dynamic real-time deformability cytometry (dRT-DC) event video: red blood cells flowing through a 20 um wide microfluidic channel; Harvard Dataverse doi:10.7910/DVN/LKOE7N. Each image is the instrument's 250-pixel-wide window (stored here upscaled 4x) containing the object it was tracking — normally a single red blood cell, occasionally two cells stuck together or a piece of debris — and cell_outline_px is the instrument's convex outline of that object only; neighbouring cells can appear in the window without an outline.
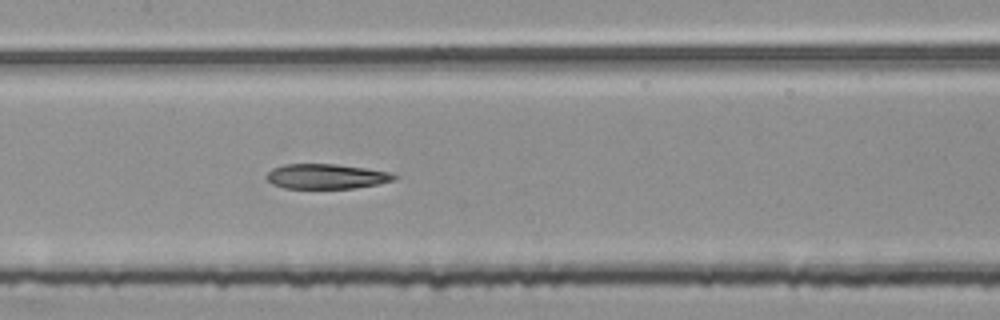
{"species": "common noctule bat (a hibernating species)", "species_latin": "Nyctalus noctula", "temperature_condition": "room temperature", "stored_images_in_passage": 52, "segment_of_instrument_passage": [2, 2], "camera_frame_rate_fps": 3000, "um_per_image_px": 0.085, "animal": {"sex": "female", "body_mass_g": 25.1}, "frame": {"image": 1, "passage_image": 25, "time_ms": 8.0, "image_size_px": [1000, 320], "cell_outline_px": [[400, 176], [396, 180], [356, 188], [284, 188], [272, 184], [264, 176], [272, 168], [284, 164], [336, 164], [392, 172]], "centroid_in_image_um": [27.75, 14.99], "position_along_channel_um": 179.6, "area_um2": 18.67}}
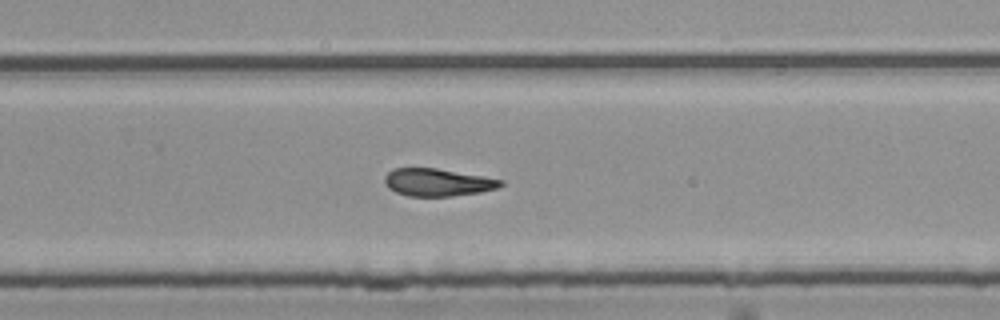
{"frame": {"image": 2, "passage_image": 34, "time_ms": 11.0, "image_size_px": [1000, 320], "cell_outline_px": [[504, 184], [496, 188], [480, 192], [452, 196], [408, 196], [396, 192], [388, 188], [384, 184], [384, 176], [392, 168], [436, 168], [504, 180]], "centroid_in_image_um": [37.15, 15.5], "position_along_channel_um": 292.6, "area_um2": 18.61}}
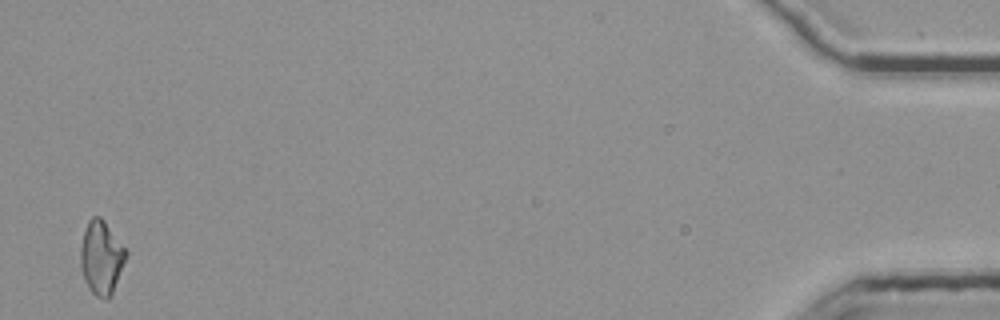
{"frame": {"image": 3, "passage_image": 52, "time_ms": 17.0, "image_size_px": [1000, 320], "cell_outline_px": [[128, 256], [112, 296], [108, 300], [104, 300], [96, 296], [88, 288], [84, 280], [80, 268], [80, 248], [84, 228], [88, 220], [92, 216], [100, 216], [104, 220], [128, 252]], "centroid_in_image_um": [8.62, 21.93], "position_along_channel_um": 426.6, "area_um2": 20.06}}